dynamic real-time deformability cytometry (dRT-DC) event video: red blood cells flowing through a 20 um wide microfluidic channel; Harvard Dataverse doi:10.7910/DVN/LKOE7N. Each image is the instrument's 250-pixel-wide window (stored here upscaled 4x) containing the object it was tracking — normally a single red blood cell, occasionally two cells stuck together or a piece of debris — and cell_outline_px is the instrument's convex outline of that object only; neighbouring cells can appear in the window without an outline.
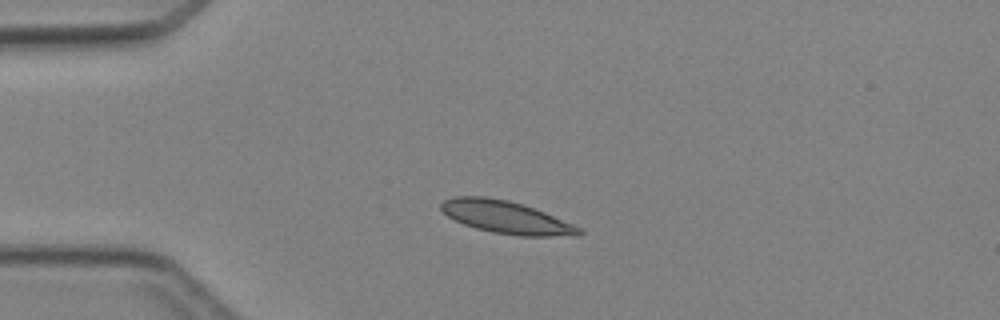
{"species": "Egyptian fruit bat (a non-hibernating species)", "species_latin": "Rousettus aegyptiacus", "temperature_condition": "cold", "stored_images_in_passage": 2, "camera_frame_rate_fps": 3000, "um_per_image_px": 0.085, "animal": {"sex": "female"}, "frame": {"image": 1, "passage_image": 2, "time_ms": 1.333, "image_size_px": [1000, 320], "cell_outline_px": [[584, 232], [580, 236], [520, 236], [492, 232], [476, 228], [464, 224], [448, 216], [440, 208], [440, 204], [444, 200], [452, 196], [484, 196], [508, 200], [524, 204], [584, 228]], "centroid_in_image_um": [43.07, 18.47], "position_along_channel_um": 41.9, "area_um2": 26.36}}